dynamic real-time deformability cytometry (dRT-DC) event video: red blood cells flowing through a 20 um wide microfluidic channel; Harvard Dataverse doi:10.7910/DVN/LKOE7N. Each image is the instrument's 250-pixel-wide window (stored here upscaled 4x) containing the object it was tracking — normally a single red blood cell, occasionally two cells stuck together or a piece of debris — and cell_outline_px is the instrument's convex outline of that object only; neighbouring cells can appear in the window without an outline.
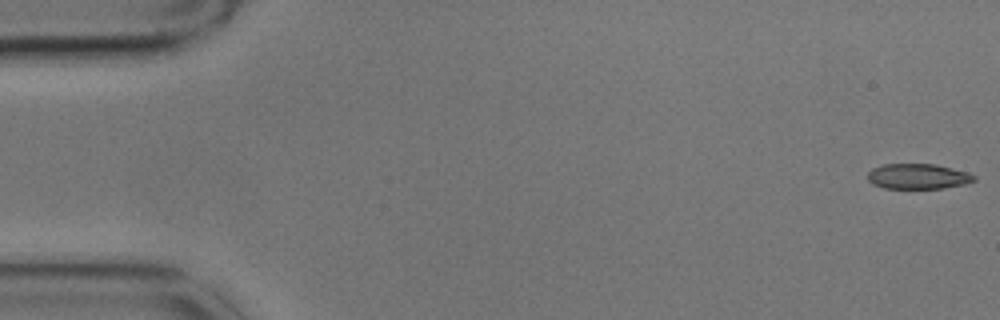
{"species": "common noctule bat (a hibernating species)", "species_latin": "Nyctalus noctula", "temperature_condition": "cold", "stored_images_in_passage": 42, "camera_frame_rate_fps": 3000, "um_per_image_px": 0.085, "animal": {"sex": "male", "body_mass_g": 17.9}, "frame": {"image": 1, "passage_image": 1, "time_ms": 0.0, "image_size_px": [1000, 320], "cell_outline_px": [[976, 180], [964, 184], [944, 188], [884, 188], [872, 184], [868, 180], [868, 172], [872, 168], [884, 164], [936, 164], [968, 172], [976, 176]], "centroid_in_image_um": [78.03, 14.99], "position_along_channel_um": 7.0, "area_um2": 15.72}}
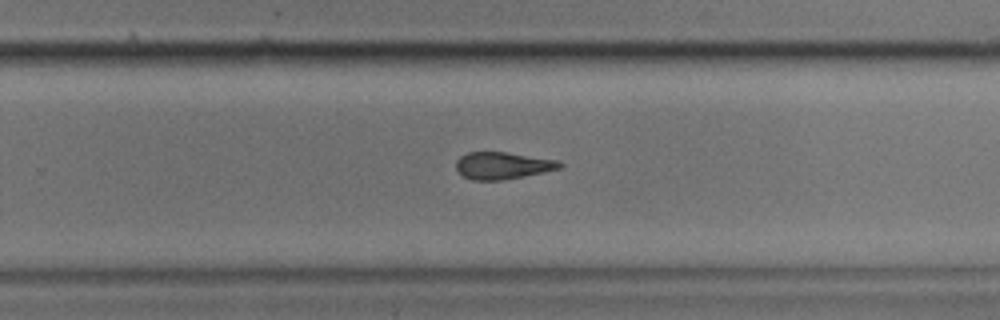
{"frame": {"image": 2, "passage_image": 37, "time_ms": 12.0, "image_size_px": [1000, 320], "cell_outline_px": [[564, 164], [560, 168], [544, 172], [504, 180], [472, 180], [464, 176], [456, 168], [456, 160], [460, 156], [468, 152], [508, 152], [556, 160]], "centroid_in_image_um": [42.71, 14.07], "position_along_channel_um": 287.1, "area_um2": 16.3}}
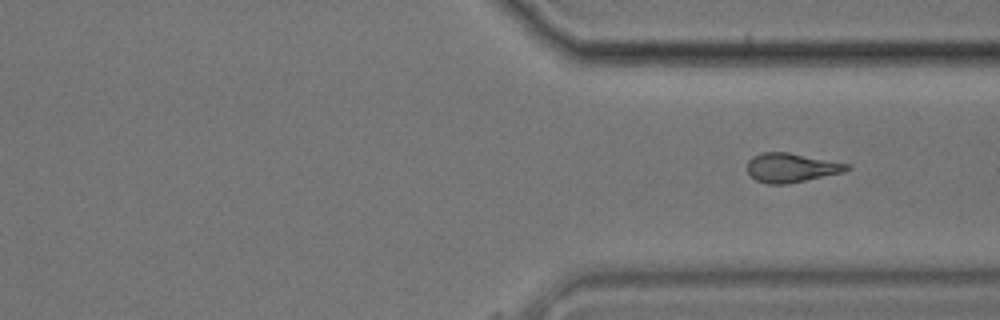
{"frame": {"image": 3, "passage_image": 42, "time_ms": 13.667, "image_size_px": [1000, 320], "cell_outline_px": [[852, 168], [844, 172], [788, 184], [768, 184], [756, 180], [748, 172], [748, 160], [752, 156], [764, 152], [788, 152], [852, 164]], "centroid_in_image_um": [67.3, 14.25], "position_along_channel_um": 344.1, "area_um2": 17.05}}